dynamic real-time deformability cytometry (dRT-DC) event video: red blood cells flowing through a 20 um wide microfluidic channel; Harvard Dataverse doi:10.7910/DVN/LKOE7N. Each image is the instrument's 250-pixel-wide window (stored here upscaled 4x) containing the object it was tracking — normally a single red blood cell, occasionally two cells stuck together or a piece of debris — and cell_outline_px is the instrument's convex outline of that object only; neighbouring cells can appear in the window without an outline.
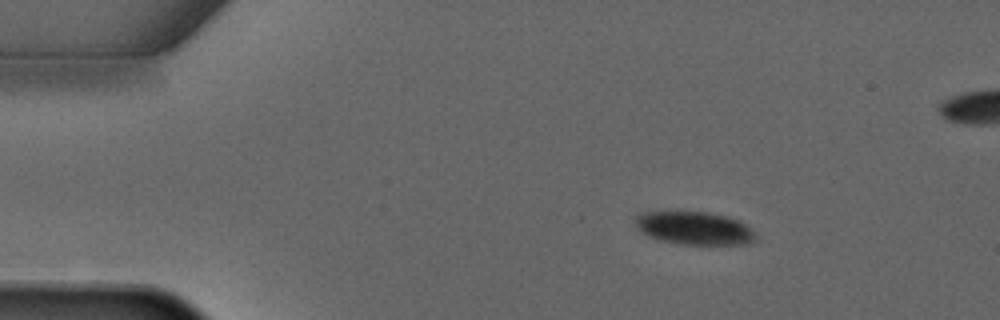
{"species": "common noctule bat (a hibernating species)", "species_latin": "Nyctalus noctula", "temperature_condition": "warm", "stored_images_in_passage": 5, "camera_frame_rate_fps": 3000, "um_per_image_px": 0.085, "animal": {"sex": "male", "forearm_length_mm": 52.5}, "frame": {"image": 1, "passage_image": 2, "time_ms": 1.333, "image_size_px": [1000, 320], "cell_outline_px": [[756, 240], [748, 244], [680, 244], [660, 240], [648, 236], [640, 232], [636, 228], [632, 220], [636, 212], [680, 208], [708, 212], [728, 216], [740, 220], [752, 228], [756, 232]], "centroid_in_image_um": [58.92, 19.32], "position_along_channel_um": 26.1, "area_um2": 24.74}}